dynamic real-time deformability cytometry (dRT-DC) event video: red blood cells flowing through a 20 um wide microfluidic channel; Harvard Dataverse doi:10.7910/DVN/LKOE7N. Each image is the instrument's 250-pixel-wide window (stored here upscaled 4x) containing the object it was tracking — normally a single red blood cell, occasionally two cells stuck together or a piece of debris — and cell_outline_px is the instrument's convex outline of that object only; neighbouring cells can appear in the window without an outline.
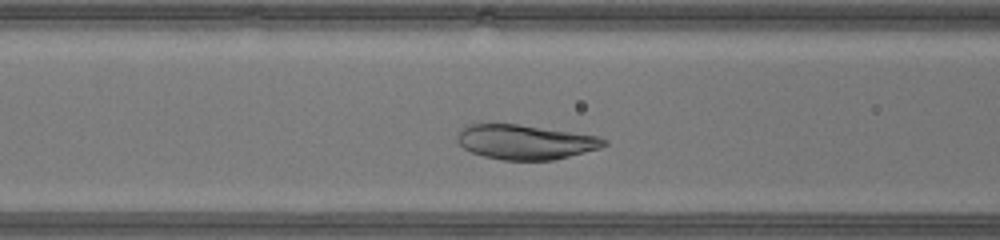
{"species": "human", "species_latin": "Homo sapiens", "temperature_condition": "warm", "stored_images_in_passage": 27, "camera_frame_rate_fps": 3000, "um_per_image_px": 0.085, "donor": {"sex": "male"}, "frame": {"image": 1, "passage_image": 9, "time_ms": 2.667, "image_size_px": [1000, 240], "cell_outline_px": [[608, 144], [600, 148], [552, 160], [504, 160], [484, 156], [472, 152], [464, 148], [456, 140], [456, 136], [460, 128], [468, 124], [516, 124], [600, 136], [608, 140]], "centroid_in_image_um": [44.64, 12.06], "position_along_channel_um": 122.0, "area_um2": 29.54}}
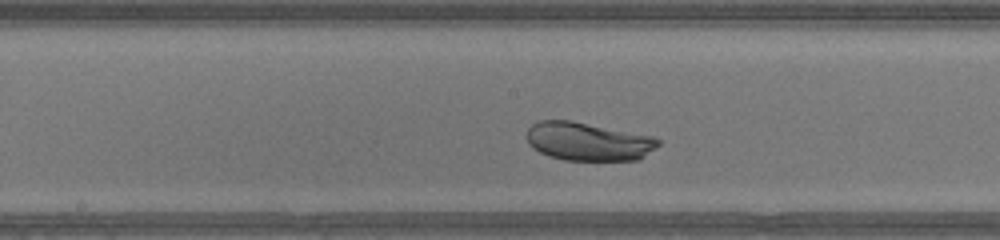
{"frame": {"image": 2, "passage_image": 14, "time_ms": 4.333, "image_size_px": [1000, 240], "cell_outline_px": [[660, 144], [640, 160], [564, 160], [548, 156], [532, 148], [528, 144], [524, 136], [528, 128], [532, 124], [540, 120], [572, 120], [656, 136], [660, 140]], "centroid_in_image_um": [49.99, 12.01], "position_along_channel_um": 198.2, "area_um2": 30.0}}
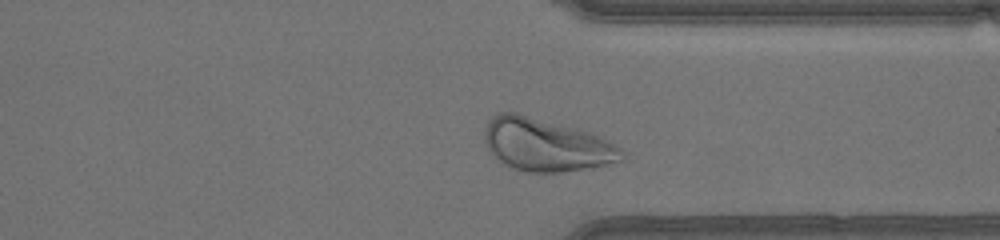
{"frame": {"image": 3, "passage_image": 25, "time_ms": 8.0, "image_size_px": [1000, 240], "cell_outline_px": [[624, 160], [608, 164], [588, 168], [560, 172], [532, 172], [512, 168], [488, 152], [484, 140], [484, 132], [488, 120], [496, 112], [516, 112], [576, 128], [588, 132], [608, 140], [620, 148], [624, 152]], "centroid_in_image_um": [46.39, 12.3], "position_along_channel_um": 365.0, "area_um2": 42.14}}